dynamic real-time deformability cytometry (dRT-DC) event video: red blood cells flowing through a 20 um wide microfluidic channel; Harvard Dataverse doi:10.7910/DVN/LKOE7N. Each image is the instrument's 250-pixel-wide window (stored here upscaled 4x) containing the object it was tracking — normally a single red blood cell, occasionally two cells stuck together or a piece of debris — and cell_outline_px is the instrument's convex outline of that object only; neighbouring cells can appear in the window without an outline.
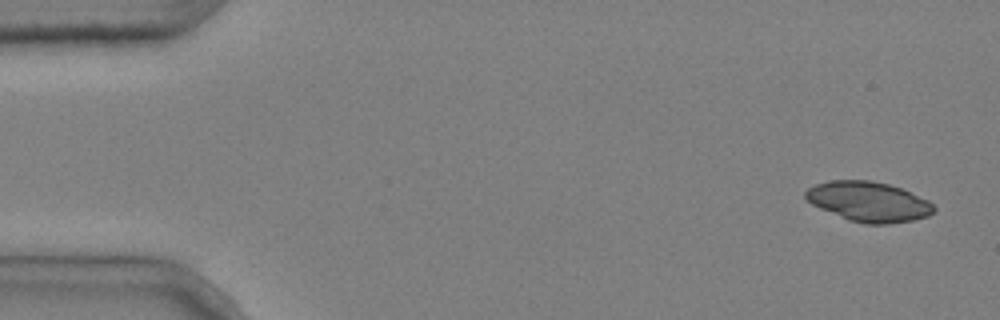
{"species": "common noctule bat (a hibernating species)", "species_latin": "Nyctalus noctula", "temperature_condition": "cold", "stored_images_in_passage": 4, "camera_frame_rate_fps": 3000, "um_per_image_px": 0.085, "animal": {"sex": "male", "body_mass_g": 20.4}, "frame": {"image": 1, "passage_image": 1, "time_ms": 0.0, "image_size_px": [1000, 320], "cell_outline_px": [[936, 208], [928, 216], [912, 220], [888, 224], [864, 224], [848, 220], [820, 208], [812, 204], [804, 196], [804, 192], [808, 188], [816, 184], [828, 180], [872, 180], [888, 184], [900, 188], [928, 200]], "centroid_in_image_um": [73.81, 17.14], "position_along_channel_um": 11.2, "area_um2": 29.77}}